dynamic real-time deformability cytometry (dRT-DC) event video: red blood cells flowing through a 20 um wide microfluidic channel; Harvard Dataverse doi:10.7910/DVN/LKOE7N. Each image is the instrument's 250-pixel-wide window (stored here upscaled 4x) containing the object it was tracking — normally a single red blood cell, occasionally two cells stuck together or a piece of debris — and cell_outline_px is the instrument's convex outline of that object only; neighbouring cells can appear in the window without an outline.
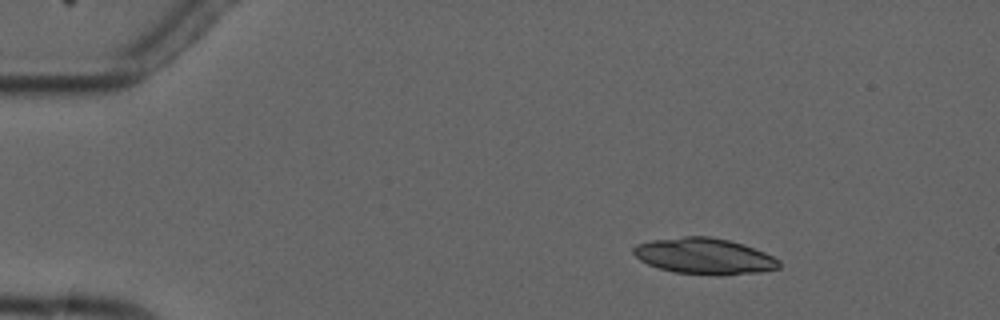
{"species": "common noctule bat (a hibernating species)", "species_latin": "Nyctalus noctula", "temperature_condition": "cold", "stored_images_in_passage": 3, "camera_frame_rate_fps": 3000, "um_per_image_px": 0.085, "animal": {"sex": "male", "forearm_length_mm": 52.5}, "frame": {"image": 1, "passage_image": 1, "time_ms": 0.0, "image_size_px": [1000, 320], "cell_outline_px": [[780, 268], [760, 272], [720, 276], [672, 272], [648, 264], [640, 260], [632, 252], [632, 248], [636, 244], [652, 240], [684, 236], [708, 236], [728, 240], [744, 244], [764, 252], [780, 260]], "centroid_in_image_um": [59.87, 21.78], "position_along_channel_um": 25.1, "area_um2": 30.81}}